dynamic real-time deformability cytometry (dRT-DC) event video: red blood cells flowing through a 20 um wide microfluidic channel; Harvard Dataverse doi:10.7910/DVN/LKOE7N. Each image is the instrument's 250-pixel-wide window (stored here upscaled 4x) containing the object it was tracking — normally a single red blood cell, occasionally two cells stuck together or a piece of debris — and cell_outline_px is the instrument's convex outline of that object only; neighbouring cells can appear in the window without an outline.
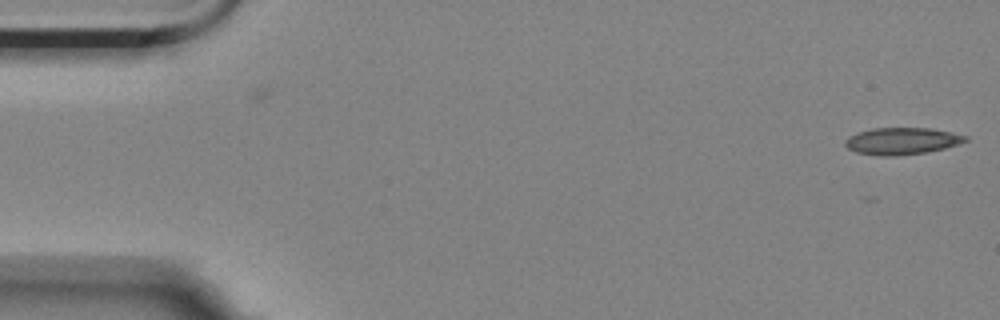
{"species": "Egyptian fruit bat (a non-hibernating species)", "species_latin": "Rousettus aegyptiacus", "temperature_condition": "room temperature", "stored_images_in_passage": 6, "camera_frame_rate_fps": 3000, "um_per_image_px": 0.085, "animal": {"sex": "female"}, "frame": {"image": 1, "passage_image": 6, "time_ms": 1.667, "image_size_px": [1000, 320], "cell_outline_px": [[968, 140], [944, 148], [928, 152], [896, 156], [880, 156], [856, 152], [848, 148], [844, 144], [844, 140], [860, 132], [872, 128], [932, 128], [968, 136]], "centroid_in_image_um": [76.66, 11.99], "position_along_channel_um": 8.3, "area_um2": 18.73}}